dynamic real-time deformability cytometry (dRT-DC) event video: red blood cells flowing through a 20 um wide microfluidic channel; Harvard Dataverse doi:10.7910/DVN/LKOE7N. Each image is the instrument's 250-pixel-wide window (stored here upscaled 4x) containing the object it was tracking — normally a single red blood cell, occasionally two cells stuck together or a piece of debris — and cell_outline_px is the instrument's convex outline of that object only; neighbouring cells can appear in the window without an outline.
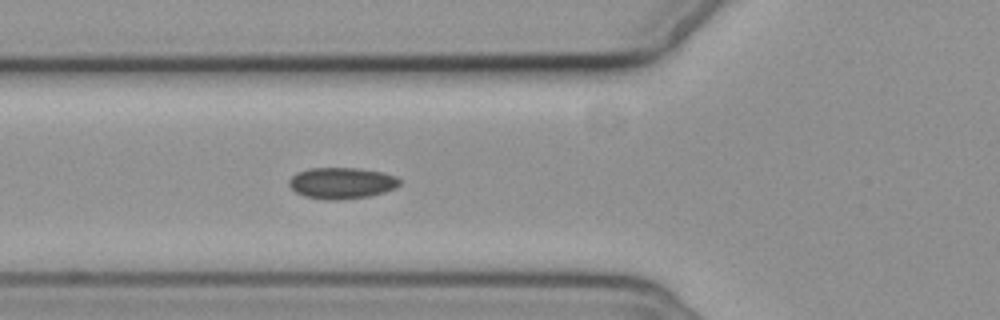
{"species": "common noctule bat (a hibernating species)", "species_latin": "Nyctalus noctula", "temperature_condition": "cold", "stored_images_in_passage": 4, "camera_frame_rate_fps": 3000, "um_per_image_px": 0.085, "animal": {"sex": "female", "body_mass_g": 19.3, "forearm_length_mm": 54.1}, "frame": {"image": 1, "passage_image": 4, "time_ms": 4.0, "image_size_px": [1000, 320], "cell_outline_px": [[400, 184], [396, 188], [384, 192], [368, 196], [336, 200], [324, 200], [304, 196], [296, 192], [288, 184], [288, 180], [296, 172], [308, 168], [356, 168], [380, 172], [396, 176], [400, 180]], "centroid_in_image_um": [29.01, 15.56], "position_along_channel_um": 96.8, "area_um2": 20.17}}